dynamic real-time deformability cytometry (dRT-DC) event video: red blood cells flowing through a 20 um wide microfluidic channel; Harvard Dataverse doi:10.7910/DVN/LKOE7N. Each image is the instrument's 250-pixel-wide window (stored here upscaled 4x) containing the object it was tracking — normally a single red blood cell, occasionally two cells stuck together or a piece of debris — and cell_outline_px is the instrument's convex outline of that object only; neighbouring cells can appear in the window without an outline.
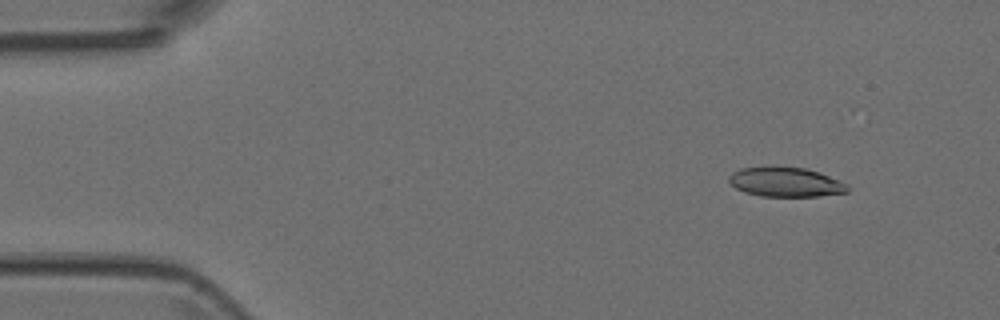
{"species": "Egyptian fruit bat (a non-hibernating species)", "species_latin": "Rousettus aegyptiacus", "temperature_condition": "room temperature", "stored_images_in_passage": 7, "camera_frame_rate_fps": 3000, "um_per_image_px": 0.085, "animal": {"sex": "female"}, "frame": {"image": 1, "passage_image": 2, "time_ms": 0.333, "image_size_px": [1000, 320], "cell_outline_px": [[848, 192], [820, 196], [760, 196], [744, 192], [736, 188], [728, 180], [728, 176], [732, 172], [740, 168], [768, 164], [772, 164], [804, 168], [820, 172], [848, 184]], "centroid_in_image_um": [66.73, 15.43], "position_along_channel_um": 18.3, "area_um2": 21.04}}
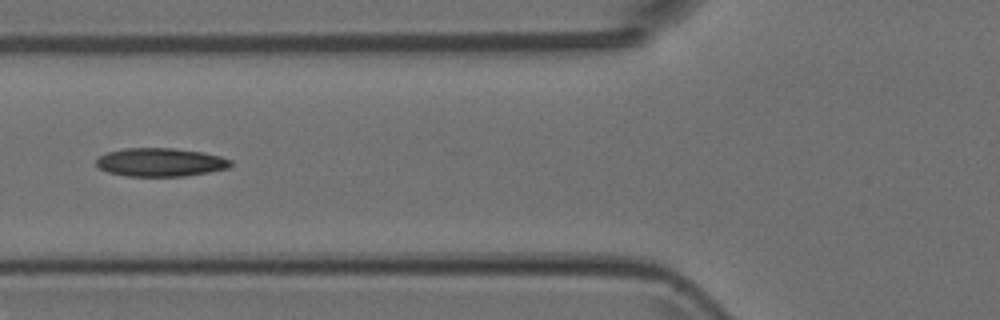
{"frame": {"image": 2, "passage_image": 6, "time_ms": 1.667, "image_size_px": [1000, 320], "cell_outline_px": [[232, 164], [228, 168], [208, 172], [184, 176], [128, 176], [108, 172], [100, 168], [96, 164], [96, 160], [100, 156], [108, 152], [124, 148], [172, 148], [200, 152], [220, 156], [232, 160]], "centroid_in_image_um": [13.64, 13.79], "position_along_channel_um": 112.2, "area_um2": 22.08}}
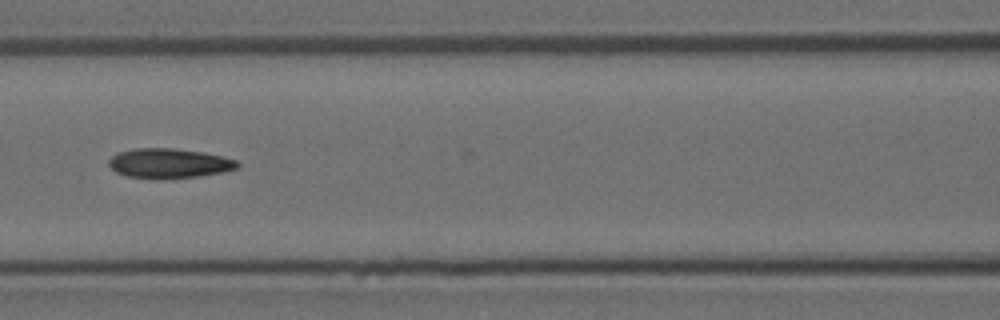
{"frame": {"image": 3, "passage_image": 7, "time_ms": 2.0, "image_size_px": [1000, 320], "cell_outline_px": [[240, 168], [224, 172], [200, 176], [128, 176], [116, 172], [108, 164], [108, 160], [116, 152], [136, 148], [172, 148], [204, 152], [236, 160], [240, 164]], "centroid_in_image_um": [14.4, 13.83], "position_along_channel_um": 152.2, "area_um2": 21.56}}